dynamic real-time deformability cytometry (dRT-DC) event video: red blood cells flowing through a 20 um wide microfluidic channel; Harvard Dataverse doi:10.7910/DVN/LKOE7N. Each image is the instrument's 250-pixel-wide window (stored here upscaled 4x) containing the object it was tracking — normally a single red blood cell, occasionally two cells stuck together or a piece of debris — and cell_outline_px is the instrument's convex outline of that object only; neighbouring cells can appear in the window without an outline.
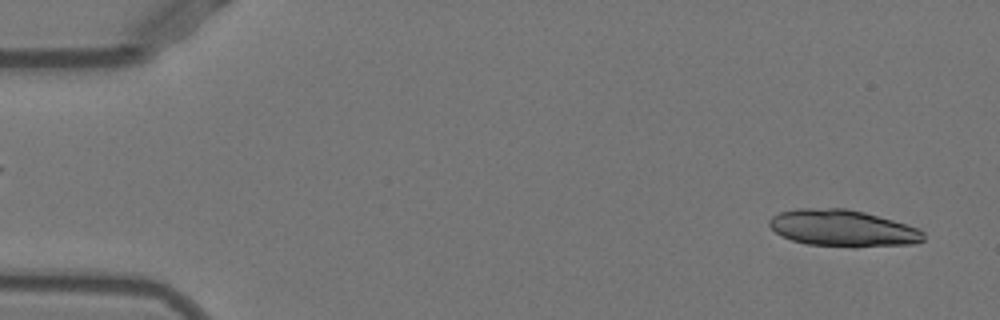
{"species": "Egyptian fruit bat (a non-hibernating species)", "species_latin": "Rousettus aegyptiacus", "temperature_condition": "warm", "stored_images_in_passage": 50, "segment_of_instrument_passage": [1, 2], "camera_frame_rate_fps": 3000, "um_per_image_px": 0.085, "animal": {"sex": "female"}, "frame": {"image": 1, "passage_image": 2, "time_ms": 0.333, "image_size_px": [1000, 320], "cell_outline_px": [[924, 240], [912, 244], [856, 248], [852, 248], [808, 244], [792, 240], [776, 232], [768, 224], [768, 220], [772, 216], [780, 212], [796, 208], [844, 208], [864, 212], [920, 228], [924, 232]], "centroid_in_image_um": [71.65, 19.41], "position_along_channel_um": 13.3, "area_um2": 33.23}}